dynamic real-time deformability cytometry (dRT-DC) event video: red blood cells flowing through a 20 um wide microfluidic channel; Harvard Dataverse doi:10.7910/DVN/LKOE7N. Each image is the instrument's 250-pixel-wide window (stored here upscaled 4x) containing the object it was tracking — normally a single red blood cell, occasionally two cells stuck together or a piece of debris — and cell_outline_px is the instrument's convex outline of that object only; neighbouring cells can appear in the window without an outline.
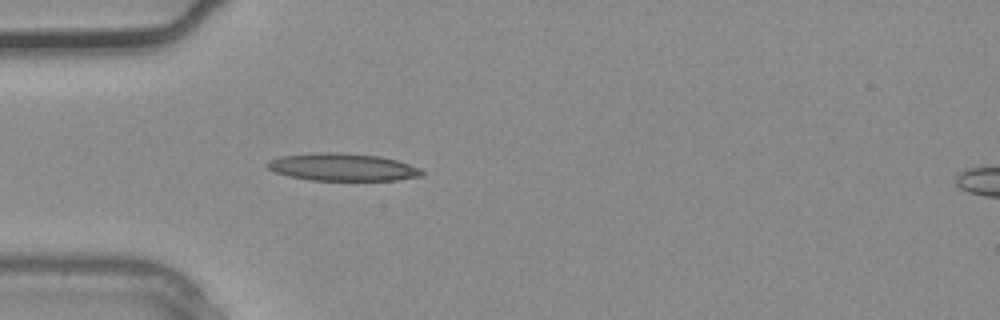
{"species": "common noctule bat (a hibernating species)", "species_latin": "Nyctalus noctula", "temperature_condition": "warm", "stored_images_in_passage": 30, "camera_frame_rate_fps": 3000, "um_per_image_px": 0.085, "animal": {"sex": "male", "body_mass_g": 20.4}, "frame": {"image": 1, "passage_image": 5, "time_ms": 1.333, "image_size_px": [1000, 320], "cell_outline_px": [[424, 172], [420, 176], [396, 180], [312, 180], [288, 176], [276, 172], [268, 168], [264, 164], [268, 160], [280, 156], [312, 152], [336, 152], [380, 156], [396, 160], [420, 168]], "centroid_in_image_um": [29.06, 14.19], "position_along_channel_um": 55.9, "area_um2": 24.8}}